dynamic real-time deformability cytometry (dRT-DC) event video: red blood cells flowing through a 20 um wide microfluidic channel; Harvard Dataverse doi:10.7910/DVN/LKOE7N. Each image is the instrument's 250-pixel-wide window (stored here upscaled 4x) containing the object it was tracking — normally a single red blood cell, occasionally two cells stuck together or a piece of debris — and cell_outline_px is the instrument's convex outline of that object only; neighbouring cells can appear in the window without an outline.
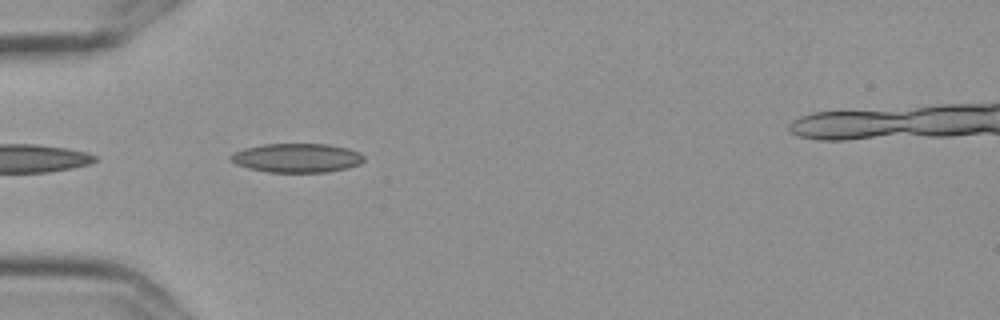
{"species": "Egyptian fruit bat (a non-hibernating species)", "species_latin": "Rousettus aegyptiacus", "temperature_condition": "cold", "stored_images_in_passage": 41, "segment_of_instrument_passage": [1, 2], "camera_frame_rate_fps": 3000, "um_per_image_px": 0.085, "frame": {"image": 1, "passage_image": 1, "time_ms": 0.0, "image_size_px": [1000, 320], "cell_outline_px": [[364, 160], [360, 164], [348, 168], [328, 172], [268, 172], [248, 168], [236, 164], [228, 156], [232, 152], [244, 148], [264, 144], [328, 144], [348, 148], [360, 152], [364, 156]], "centroid_in_image_um": [25.24, 13.42], "position_along_channel_um": 59.8, "area_um2": 22.72}}
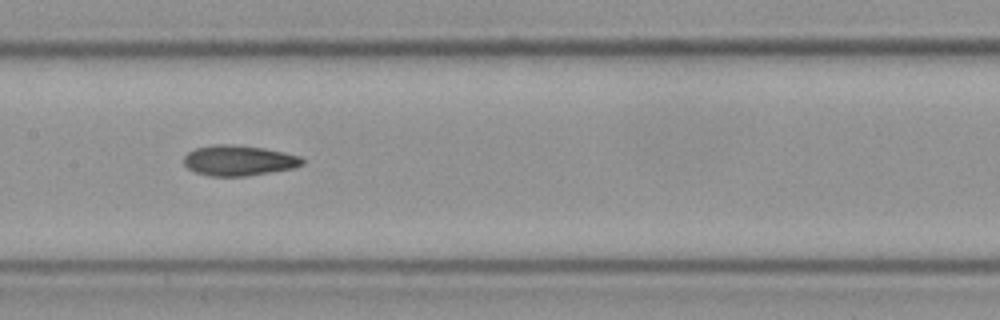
{"frame": {"image": 2, "passage_image": 12, "time_ms": 3.667, "image_size_px": [1000, 320], "cell_outline_px": [[304, 164], [292, 168], [244, 176], [212, 176], [196, 172], [188, 168], [184, 164], [184, 156], [188, 152], [196, 148], [216, 144], [232, 144], [264, 148], [284, 152], [300, 156], [304, 160]], "centroid_in_image_um": [20.29, 13.63], "position_along_channel_um": 187.1, "area_um2": 20.81}}
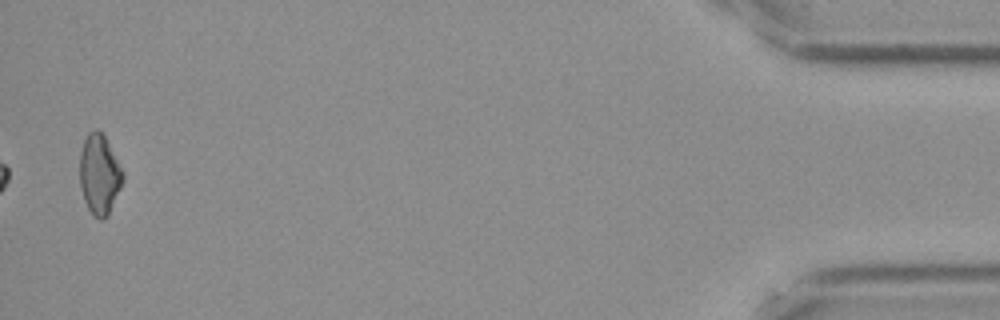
{"frame": {"image": 3, "passage_image": 39, "time_ms": 12.667, "image_size_px": [1000, 320], "cell_outline_px": [[124, 180], [108, 216], [104, 220], [100, 220], [92, 216], [84, 200], [80, 184], [80, 152], [84, 140], [88, 132], [92, 128], [96, 128], [104, 136], [124, 172]], "centroid_in_image_um": [8.45, 14.85], "position_along_channel_um": 426.8, "area_um2": 20.23}}